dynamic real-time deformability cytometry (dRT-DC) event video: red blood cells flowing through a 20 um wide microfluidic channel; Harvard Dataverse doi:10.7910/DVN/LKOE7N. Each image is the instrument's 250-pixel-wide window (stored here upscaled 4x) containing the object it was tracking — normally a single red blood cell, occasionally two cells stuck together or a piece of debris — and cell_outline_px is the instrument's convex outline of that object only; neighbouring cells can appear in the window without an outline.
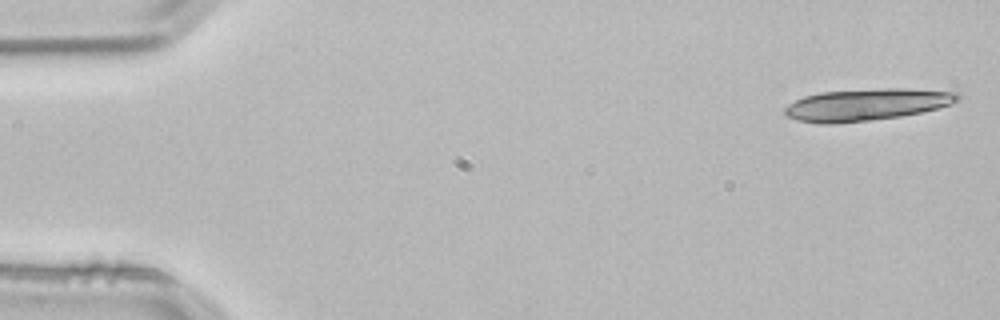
{"species": "common noctule bat (a hibernating species)", "species_latin": "Nyctalus noctula", "temperature_condition": "room temperature", "stored_images_in_passage": 6, "camera_frame_rate_fps": 3000, "um_per_image_px": 0.085, "animal": {"sex": "male", "body_mass_g": 21.5, "forearm_length_mm": 52.0}, "frame": {"image": 1, "passage_image": 1, "time_ms": 0.0, "image_size_px": [1000, 320], "cell_outline_px": [[960, 96], [956, 100], [948, 104], [936, 108], [920, 112], [900, 116], [868, 120], [832, 124], [820, 124], [796, 120], [788, 116], [784, 112], [784, 108], [788, 104], [804, 96], [820, 92], [884, 88], [904, 88], [956, 92]], "centroid_in_image_um": [73.58, 8.89], "position_along_channel_um": 11.4, "area_um2": 31.79}}